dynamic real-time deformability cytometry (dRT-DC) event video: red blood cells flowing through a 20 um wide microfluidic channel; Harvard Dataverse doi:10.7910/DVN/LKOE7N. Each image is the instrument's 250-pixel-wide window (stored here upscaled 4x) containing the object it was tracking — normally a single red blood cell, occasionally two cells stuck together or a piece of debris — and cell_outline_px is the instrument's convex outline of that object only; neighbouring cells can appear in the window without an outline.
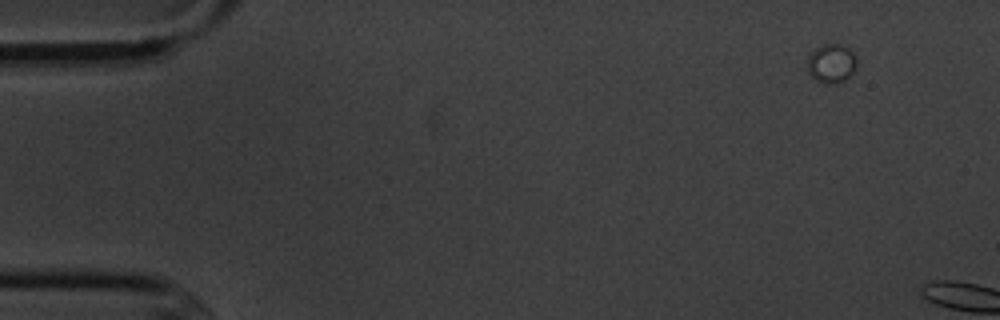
{"species": "common noctule bat (a hibernating species)", "species_latin": "Nyctalus noctula", "temperature_condition": "cold", "stored_images_in_passage": 2, "camera_frame_rate_fps": 3000, "um_per_image_px": 0.085, "animal": {"sex": "male", "body_mass_g": 20.1, "forearm_length_mm": 53.5}, "frame": {"image": 1, "passage_image": 1, "time_ms": 0.0, "image_size_px": [1000, 320], "cell_outline_px": [[856, 64], [852, 72], [844, 80], [836, 84], [824, 84], [816, 80], [808, 72], [808, 56], [816, 48], [824, 44], [840, 44], [848, 48], [852, 52], [856, 60]], "centroid_in_image_um": [70.65, 5.4], "position_along_channel_um": 14.4, "area_um2": 11.04}}